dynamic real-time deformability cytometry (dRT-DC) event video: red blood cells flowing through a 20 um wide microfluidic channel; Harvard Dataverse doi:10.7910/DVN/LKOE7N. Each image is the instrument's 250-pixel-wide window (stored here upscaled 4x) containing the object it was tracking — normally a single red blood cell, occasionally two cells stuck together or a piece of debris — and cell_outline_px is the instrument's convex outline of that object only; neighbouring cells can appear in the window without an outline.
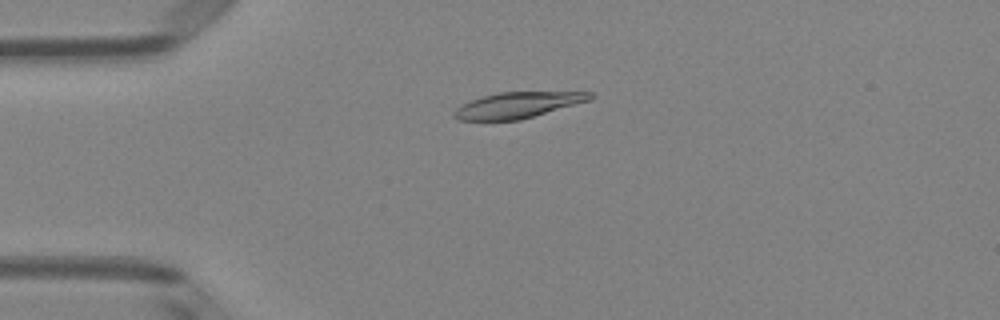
{"species": "Egyptian fruit bat (a non-hibernating species)", "species_latin": "Rousettus aegyptiacus", "temperature_condition": "room temperature", "stored_images_in_passage": 6, "camera_frame_rate_fps": 3000, "um_per_image_px": 0.085, "animal": {"sex": "female"}, "frame": {"image": 1, "passage_image": 4, "time_ms": 1.0, "image_size_px": [1000, 320], "cell_outline_px": [[596, 96], [592, 100], [520, 120], [456, 120], [452, 116], [452, 112], [460, 104], [484, 96], [500, 92], [592, 92]], "centroid_in_image_um": [44.02, 8.93], "position_along_channel_um": 41.0, "area_um2": 20.63}}
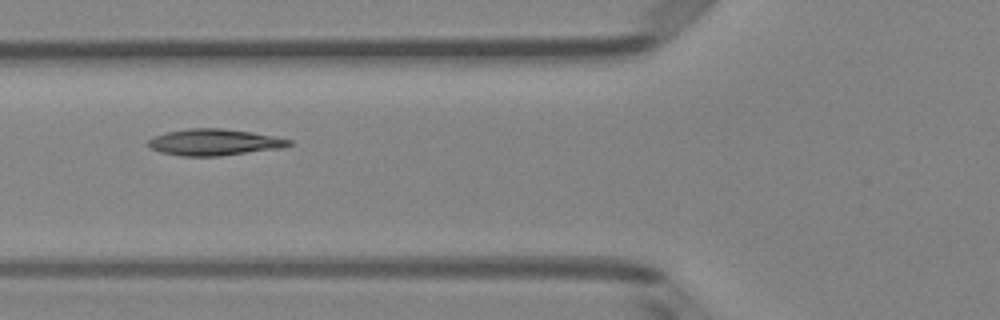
{"frame": {"image": 2, "passage_image": 6, "time_ms": 1.667, "image_size_px": [1000, 320], "cell_outline_px": [[292, 144], [284, 148], [220, 156], [180, 156], [160, 152], [148, 148], [148, 140], [152, 136], [168, 132], [188, 128], [220, 128], [252, 132], [292, 140]], "centroid_in_image_um": [18.19, 12.1], "position_along_channel_um": 107.6, "area_um2": 21.85}}